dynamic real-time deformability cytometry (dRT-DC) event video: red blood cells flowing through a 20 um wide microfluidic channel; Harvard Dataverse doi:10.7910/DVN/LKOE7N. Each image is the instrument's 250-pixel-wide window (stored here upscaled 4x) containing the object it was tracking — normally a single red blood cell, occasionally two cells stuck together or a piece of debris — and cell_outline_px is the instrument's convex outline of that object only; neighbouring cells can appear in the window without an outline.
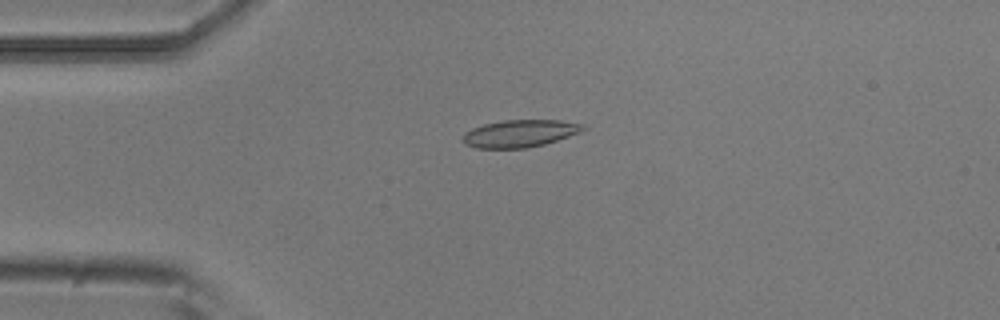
{"species": "common noctule bat (a hibernating species)", "species_latin": "Nyctalus noctula", "temperature_condition": "room temperature", "stored_images_in_passage": 5, "camera_frame_rate_fps": 3000, "um_per_image_px": 0.085, "animal": {"sex": "male", "body_mass_g": 20.5, "forearm_length_mm": 52.5}, "frame": {"image": 1, "passage_image": 4, "time_ms": 1.0, "image_size_px": [1000, 320], "cell_outline_px": [[588, 128], [580, 132], [544, 144], [524, 148], [476, 148], [464, 144], [460, 140], [464, 132], [472, 128], [484, 124], [504, 120], [560, 120], [584, 124]], "centroid_in_image_um": [44.15, 11.34], "position_along_channel_um": 40.8, "area_um2": 19.25}}